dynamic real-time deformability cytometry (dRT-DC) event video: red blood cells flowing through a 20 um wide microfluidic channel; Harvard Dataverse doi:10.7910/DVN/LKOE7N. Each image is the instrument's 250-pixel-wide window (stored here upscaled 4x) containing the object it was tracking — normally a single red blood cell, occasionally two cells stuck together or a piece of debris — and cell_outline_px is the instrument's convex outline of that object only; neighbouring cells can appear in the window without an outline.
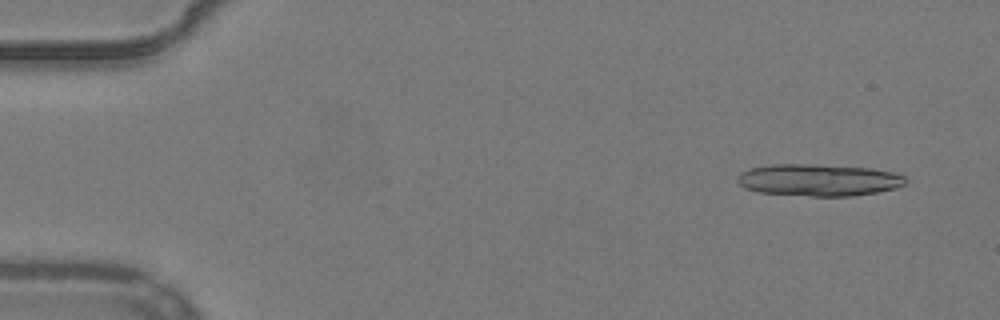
{"species": "common noctule bat (a hibernating species)", "species_latin": "Nyctalus noctula", "temperature_condition": "warm", "stored_images_in_passage": 15, "camera_frame_rate_fps": 3000, "um_per_image_px": 0.085, "animal": {"sex": "male", "body_mass_g": 19.2, "forearm_length_mm": 51.8}, "frame": {"image": 1, "passage_image": 3, "time_ms": 0.667, "image_size_px": [1000, 320], "cell_outline_px": [[908, 180], [904, 184], [896, 188], [876, 192], [852, 196], [812, 196], [760, 192], [744, 188], [736, 180], [736, 176], [740, 172], [748, 168], [768, 164], [808, 164], [872, 168], [892, 172], [904, 176]], "centroid_in_image_um": [69.54, 15.29], "position_along_channel_um": 15.5, "area_um2": 31.44}}